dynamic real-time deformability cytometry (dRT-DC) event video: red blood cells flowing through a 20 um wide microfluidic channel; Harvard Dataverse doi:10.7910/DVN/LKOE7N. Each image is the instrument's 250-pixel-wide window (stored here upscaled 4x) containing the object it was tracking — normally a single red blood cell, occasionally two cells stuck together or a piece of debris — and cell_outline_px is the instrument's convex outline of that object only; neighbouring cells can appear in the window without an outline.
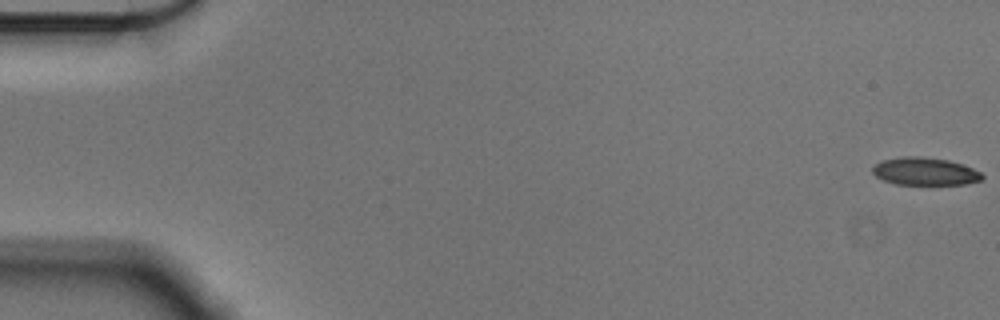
{"species": "Egyptian fruit bat (a non-hibernating species)", "species_latin": "Rousettus aegyptiacus", "temperature_condition": "cold", "stored_images_in_passage": 18, "camera_frame_rate_fps": 3000, "um_per_image_px": 0.085, "animal": {"sex": "male"}, "frame": {"image": 1, "passage_image": 1, "time_ms": 0.0, "image_size_px": [1000, 320], "cell_outline_px": [[984, 176], [980, 180], [968, 184], [896, 184], [884, 180], [876, 176], [872, 172], [872, 168], [876, 164], [884, 160], [904, 156], [920, 156], [948, 160], [972, 168], [980, 172]], "centroid_in_image_um": [78.62, 14.57], "position_along_channel_um": 6.4, "area_um2": 17.46}}
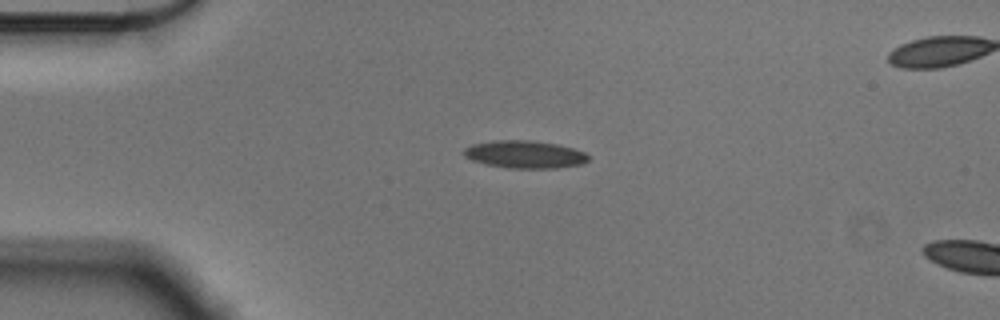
{"frame": {"image": 2, "passage_image": 14, "time_ms": 4.333, "image_size_px": [1000, 320], "cell_outline_px": [[588, 160], [584, 164], [556, 168], [508, 168], [484, 164], [472, 160], [464, 156], [464, 148], [472, 144], [496, 140], [528, 140], [556, 144], [572, 148], [584, 152], [588, 156]], "centroid_in_image_um": [44.59, 13.13], "position_along_channel_um": 40.4, "area_um2": 20.0}}